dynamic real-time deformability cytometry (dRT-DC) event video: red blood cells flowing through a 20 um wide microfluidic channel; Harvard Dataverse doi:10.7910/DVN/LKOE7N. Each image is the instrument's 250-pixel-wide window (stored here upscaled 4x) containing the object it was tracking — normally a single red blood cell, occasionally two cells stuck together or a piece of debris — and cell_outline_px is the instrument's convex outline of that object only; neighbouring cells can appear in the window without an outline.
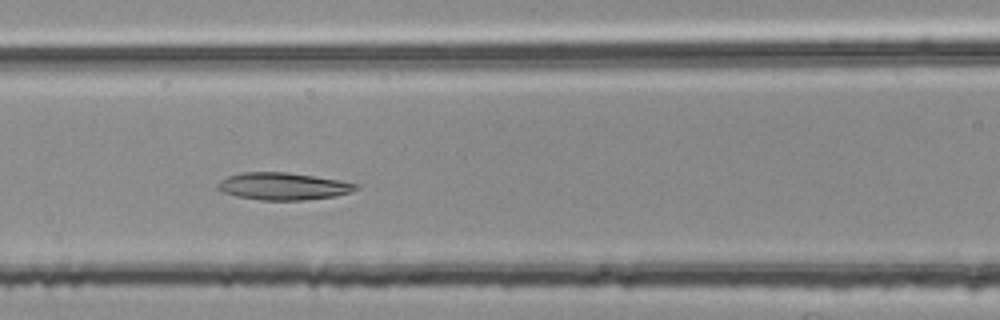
{"species": "common noctule bat (a hibernating species)", "species_latin": "Nyctalus noctula", "temperature_condition": "room temperature", "stored_images_in_passage": 38, "camera_frame_rate_fps": 3000, "um_per_image_px": 0.085, "animal": {"sex": "female", "body_mass_g": 25.1}, "frame": {"image": 1, "passage_image": 10, "time_ms": 3.0, "image_size_px": [1000, 320], "cell_outline_px": [[360, 188], [352, 192], [336, 196], [300, 200], [260, 200], [236, 196], [224, 192], [216, 188], [216, 184], [220, 180], [228, 176], [240, 172], [288, 172], [340, 180], [360, 184]], "centroid_in_image_um": [24.09, 15.83], "position_along_channel_um": 142.5, "area_um2": 22.14}}
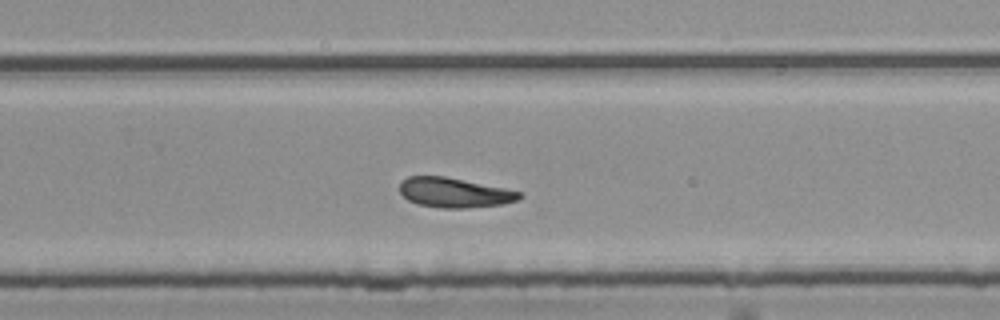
{"frame": {"image": 2, "passage_image": 22, "time_ms": 7.0, "image_size_px": [1000, 320], "cell_outline_px": [[524, 196], [516, 200], [504, 204], [468, 208], [440, 208], [416, 204], [408, 200], [400, 192], [400, 180], [408, 176], [444, 176], [504, 188], [520, 192]], "centroid_in_image_um": [38.59, 16.38], "position_along_channel_um": 291.2, "area_um2": 20.81}}
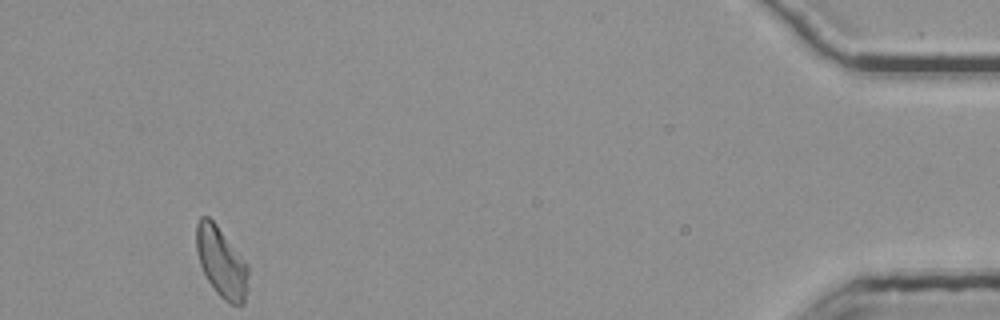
{"frame": {"image": 3, "passage_image": 38, "time_ms": 12.333, "image_size_px": [1000, 320], "cell_outline_px": [[248, 288], [244, 304], [232, 304], [224, 300], [216, 292], [208, 280], [200, 264], [196, 248], [196, 224], [200, 216], [208, 216], [216, 224], [248, 264]], "centroid_in_image_um": [18.82, 22.29], "position_along_channel_um": 416.4, "area_um2": 21.15}, "authors_computed_cell_mechanics": {"area_um2": 21.1548, "velocity_mm_per_s": 3.7313, "shape_relaxation_time_tau1_ms": 3.0047, "shape_relaxation_time_tau2_ms": 5.2326, "deformation_change_tau1": 0.1279, "deformation_change_tau2": 0.1329}}